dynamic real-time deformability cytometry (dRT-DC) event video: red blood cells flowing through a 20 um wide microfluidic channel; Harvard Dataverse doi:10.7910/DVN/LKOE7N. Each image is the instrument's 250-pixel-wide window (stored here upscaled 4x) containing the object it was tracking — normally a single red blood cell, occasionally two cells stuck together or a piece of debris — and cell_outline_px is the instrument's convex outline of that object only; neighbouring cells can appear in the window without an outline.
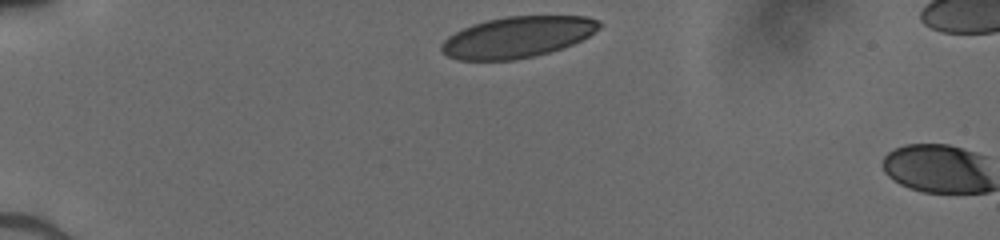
{"species": "human", "species_latin": "Homo sapiens", "temperature_condition": "cold", "stored_images_in_passage": 2, "camera_frame_rate_fps": 3000, "um_per_image_px": 0.085, "donor": {"sex": "male"}, "frame": {"image": 1, "passage_image": 1, "time_ms": 0.0, "image_size_px": [1000, 240], "cell_outline_px": [[604, 24], [600, 28], [588, 36], [572, 44], [548, 52], [516, 60], [460, 60], [448, 56], [440, 48], [440, 44], [448, 36], [472, 24], [504, 16], [588, 16]], "centroid_in_image_um": [43.98, 3.14], "position_along_channel_um": 41.0, "area_um2": 37.57}}